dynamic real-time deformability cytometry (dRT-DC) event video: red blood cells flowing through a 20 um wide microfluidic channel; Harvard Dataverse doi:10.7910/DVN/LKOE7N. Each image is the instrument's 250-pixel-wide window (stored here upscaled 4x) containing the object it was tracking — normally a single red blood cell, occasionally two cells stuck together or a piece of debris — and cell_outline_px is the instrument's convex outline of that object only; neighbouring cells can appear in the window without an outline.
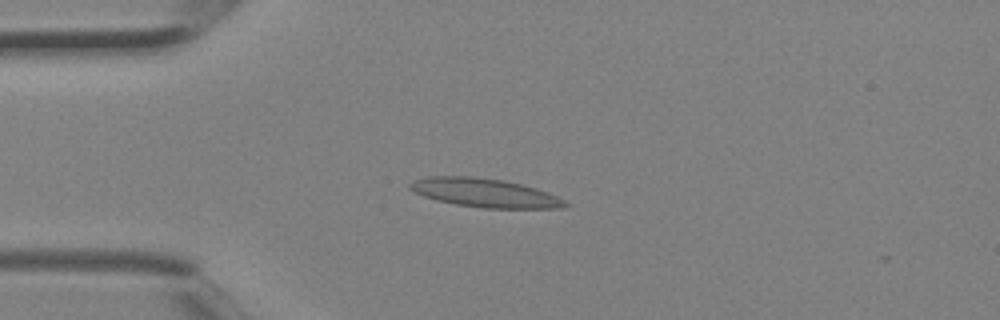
{"species": "Egyptian fruit bat (a non-hibernating species)", "species_latin": "Rousettus aegyptiacus", "temperature_condition": "room temperature", "stored_images_in_passage": 1, "camera_frame_rate_fps": 3000, "um_per_image_px": 0.085, "animal": {"sex": "female"}, "frame": {"image": 1, "passage_image": 1, "time_ms": 0.0, "image_size_px": [1000, 320], "cell_outline_px": [[568, 204], [564, 208], [484, 208], [456, 204], [436, 200], [412, 192], [408, 188], [408, 184], [412, 180], [428, 176], [472, 176], [504, 180], [536, 188], [548, 192], [564, 200]], "centroid_in_image_um": [41.15, 16.38], "position_along_channel_um": 43.8, "area_um2": 26.07}}